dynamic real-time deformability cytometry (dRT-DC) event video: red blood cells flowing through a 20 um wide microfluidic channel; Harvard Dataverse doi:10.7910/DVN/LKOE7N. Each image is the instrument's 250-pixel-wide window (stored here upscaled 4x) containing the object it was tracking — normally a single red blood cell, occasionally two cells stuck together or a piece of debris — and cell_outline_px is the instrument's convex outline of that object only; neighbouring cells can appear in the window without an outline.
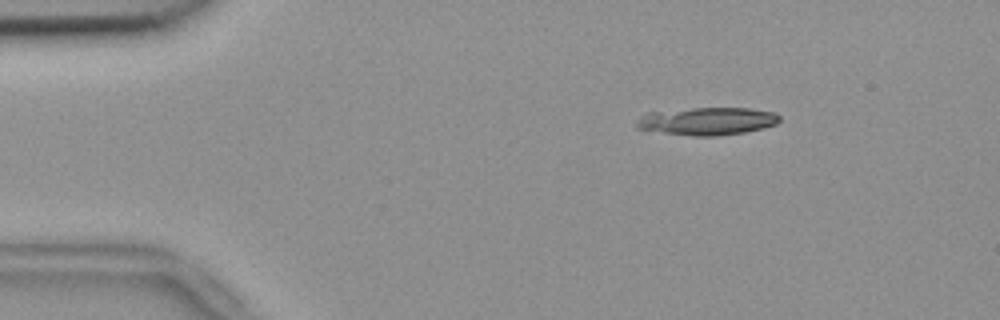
{"species": "common noctule bat (a hibernating species)", "species_latin": "Nyctalus noctula", "temperature_condition": "room temperature", "stored_images_in_passage": 53, "camera_frame_rate_fps": 3000, "um_per_image_px": 0.085, "animal": {"sex": "female", "body_mass_g": 18.4}, "frame": {"image": 1, "passage_image": 8, "time_ms": 2.333, "image_size_px": [1000, 320], "cell_outline_px": [[780, 120], [776, 124], [764, 128], [744, 132], [716, 136], [692, 136], [636, 128], [636, 120], [640, 116], [648, 112], [692, 108], [748, 108], [772, 112], [780, 116]], "centroid_in_image_um": [60.11, 10.29], "position_along_channel_um": 24.9, "area_um2": 23.0}}
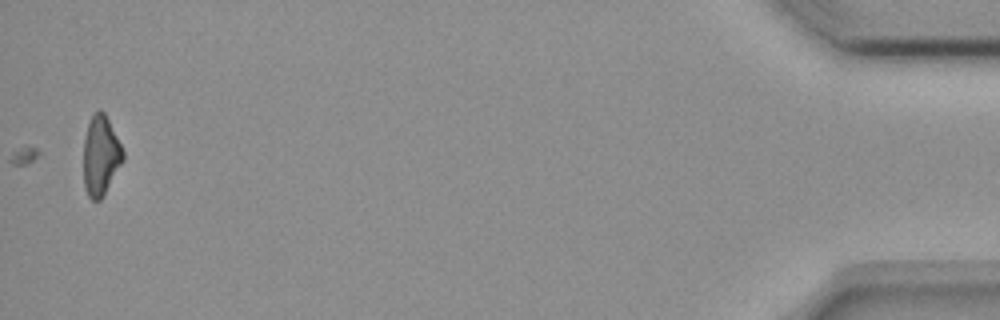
{"frame": {"image": 2, "passage_image": 53, "time_ms": 17.333, "image_size_px": [1000, 320], "cell_outline_px": [[124, 160], [100, 200], [92, 200], [88, 196], [84, 188], [84, 140], [88, 124], [92, 116], [100, 108], [104, 112], [124, 152]], "centroid_in_image_um": [8.55, 13.24], "position_along_channel_um": 426.6, "area_um2": 18.03}}